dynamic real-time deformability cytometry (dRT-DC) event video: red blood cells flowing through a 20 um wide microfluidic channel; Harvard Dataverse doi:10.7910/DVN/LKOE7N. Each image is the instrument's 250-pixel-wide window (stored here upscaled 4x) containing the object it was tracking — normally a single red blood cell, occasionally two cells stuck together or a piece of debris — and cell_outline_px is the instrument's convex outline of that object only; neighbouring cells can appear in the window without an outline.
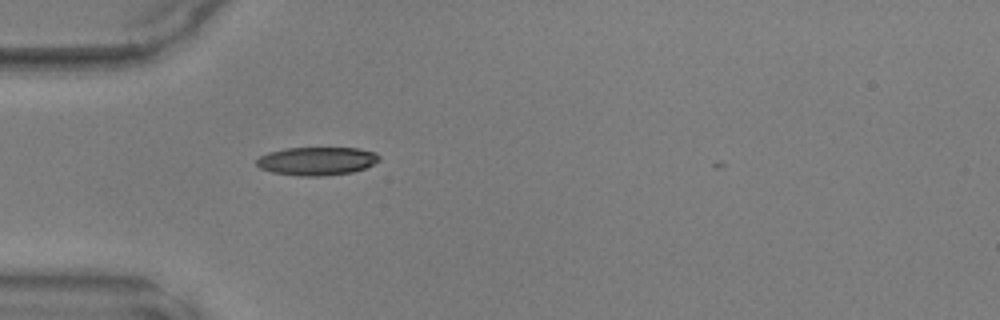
{"species": "common noctule bat (a hibernating species)", "species_latin": "Nyctalus noctula", "temperature_condition": "warm", "stored_images_in_passage": 32, "camera_frame_rate_fps": 3000, "um_per_image_px": 0.085, "animal": {"sex": "male", "body_mass_g": 17.9, "forearm_length_mm": 54.2}, "frame": {"image": 1, "passage_image": 2, "time_ms": 0.333, "image_size_px": [1000, 320], "cell_outline_px": [[380, 160], [364, 168], [352, 172], [324, 176], [300, 176], [272, 172], [260, 168], [256, 164], [256, 160], [260, 156], [268, 152], [288, 148], [356, 148], [376, 152], [380, 156]], "centroid_in_image_um": [26.93, 13.69], "position_along_channel_um": 58.1, "area_um2": 20.17}}
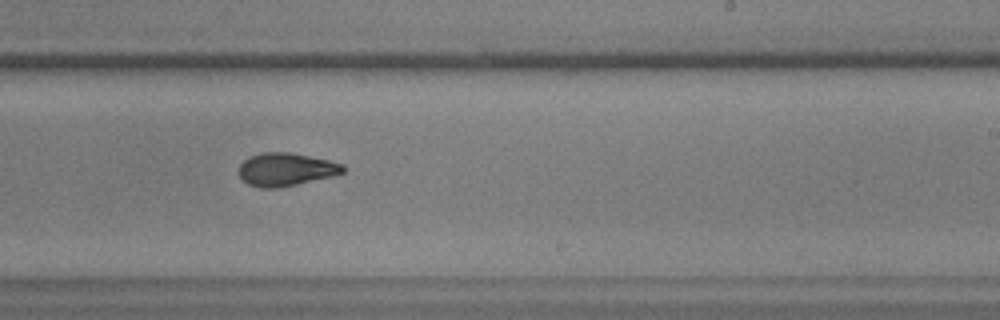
{"frame": {"image": 2, "passage_image": 17, "time_ms": 5.333, "image_size_px": [1000, 320], "cell_outline_px": [[344, 172], [332, 176], [296, 184], [276, 188], [260, 188], [248, 184], [240, 176], [240, 164], [248, 156], [264, 152], [288, 152], [328, 160], [344, 164]], "centroid_in_image_um": [24.29, 14.39], "position_along_channel_um": 264.7, "area_um2": 19.83}}
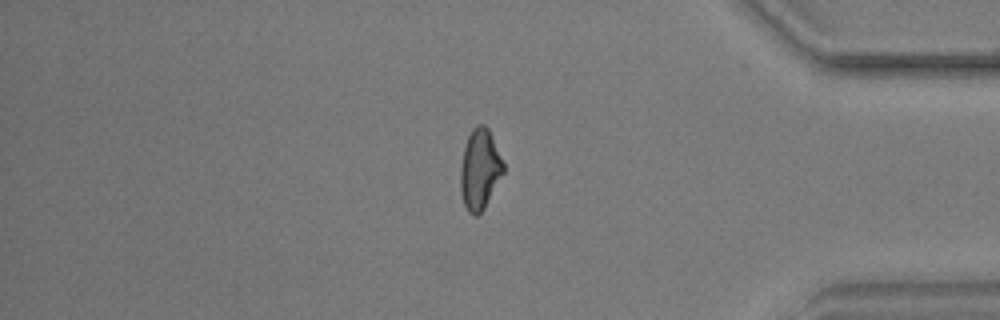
{"frame": {"image": 3, "passage_image": 28, "time_ms": 9.0, "image_size_px": [1000, 320], "cell_outline_px": [[504, 172], [484, 208], [476, 216], [472, 216], [468, 212], [464, 204], [460, 192], [460, 168], [464, 148], [468, 136], [472, 128], [476, 124], [484, 124], [488, 128], [504, 164]], "centroid_in_image_um": [40.77, 14.4], "position_along_channel_um": 394.4, "area_um2": 20.06}}